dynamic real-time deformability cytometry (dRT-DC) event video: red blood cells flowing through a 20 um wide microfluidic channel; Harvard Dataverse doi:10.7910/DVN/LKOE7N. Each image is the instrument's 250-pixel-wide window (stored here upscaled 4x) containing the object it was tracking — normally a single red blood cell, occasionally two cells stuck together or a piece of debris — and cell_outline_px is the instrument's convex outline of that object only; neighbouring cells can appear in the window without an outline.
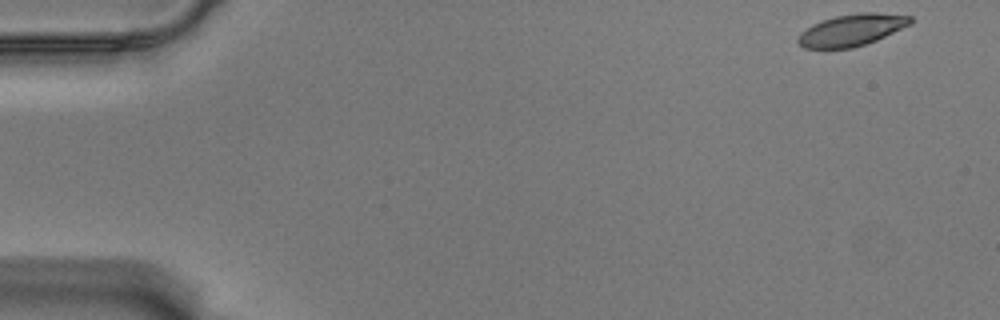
{"species": "Egyptian fruit bat (a non-hibernating species)", "species_latin": "Rousettus aegyptiacus", "temperature_condition": "warm", "stored_images_in_passage": 56, "camera_frame_rate_fps": 3000, "um_per_image_px": 0.085, "animal": {"sex": "male"}, "frame": {"image": 1, "passage_image": 1, "time_ms": 0.0, "image_size_px": [1000, 320], "cell_outline_px": [[912, 24], [876, 40], [852, 48], [804, 48], [796, 40], [800, 32], [812, 24], [836, 16], [860, 12], [876, 12], [912, 16]], "centroid_in_image_um": [72.4, 2.54], "position_along_channel_um": 12.6, "area_um2": 20.75}}
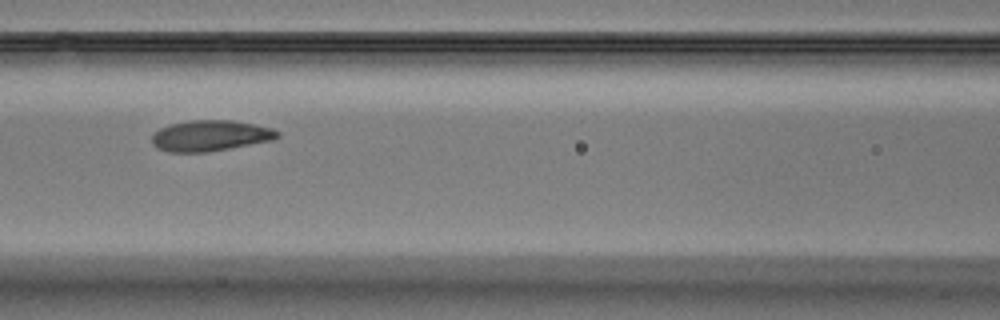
{"frame": {"image": 2, "passage_image": 24, "time_ms": 7.667, "image_size_px": [1000, 320], "cell_outline_px": [[280, 136], [272, 140], [208, 152], [168, 152], [156, 148], [152, 144], [152, 132], [160, 128], [172, 124], [192, 120], [232, 120], [272, 128], [280, 132]], "centroid_in_image_um": [17.85, 11.54], "position_along_channel_um": 148.8, "area_um2": 22.54}}
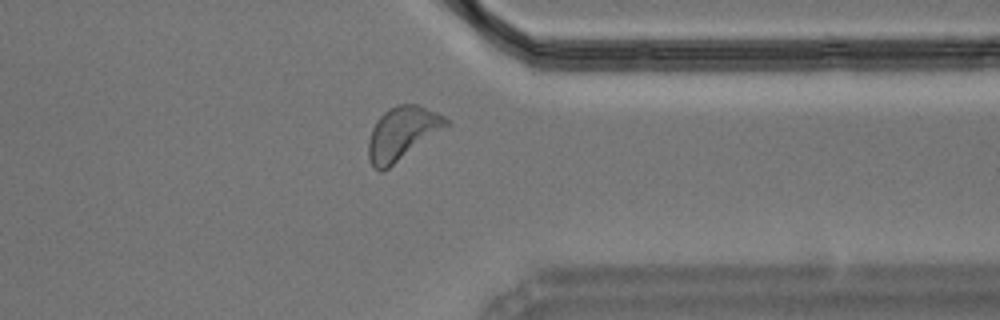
{"frame": {"image": 3, "passage_image": 44, "time_ms": 14.333, "image_size_px": [1000, 320], "cell_outline_px": [[452, 124], [448, 128], [388, 168], [380, 172], [372, 168], [368, 156], [368, 140], [372, 128], [376, 120], [388, 108], [396, 104], [416, 104], [436, 112], [444, 116]], "centroid_in_image_um": [34.21, 11.34], "position_along_channel_um": 377.2, "area_um2": 24.51}, "authors_computed_cell_mechanics": {"area_um2": 22.6287, "velocity_mm_per_s": 3.4786, "shape_relaxation_time_tau1_ms": 4.3473, "shape_relaxation_time_tau2_ms": 2.6479, "deformation_change_tau1": 0.1538, "deformation_change_tau2": 0.0643}}